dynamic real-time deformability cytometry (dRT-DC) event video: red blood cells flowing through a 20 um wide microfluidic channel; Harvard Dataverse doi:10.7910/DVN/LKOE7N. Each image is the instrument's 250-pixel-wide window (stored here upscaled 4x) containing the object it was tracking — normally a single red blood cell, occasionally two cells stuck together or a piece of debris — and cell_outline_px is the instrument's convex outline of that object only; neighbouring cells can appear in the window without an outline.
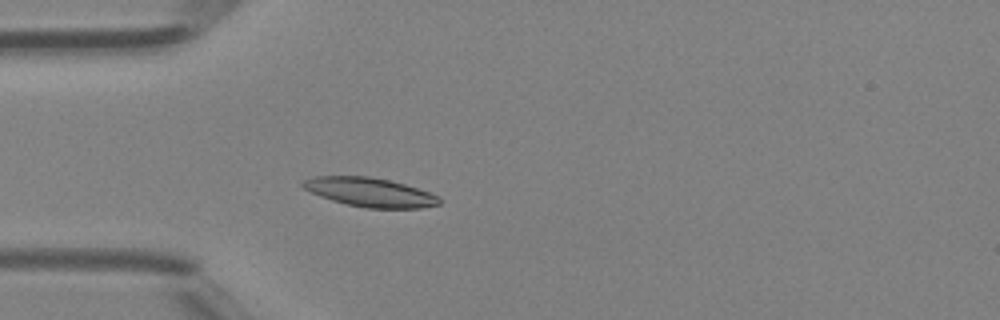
{"species": "Egyptian fruit bat (a non-hibernating species)", "species_latin": "Rousettus aegyptiacus", "temperature_condition": "room temperature", "stored_images_in_passage": 37, "camera_frame_rate_fps": 3000, "um_per_image_px": 0.085, "animal": {"sex": "female"}, "frame": {"image": 1, "passage_image": 6, "time_ms": 1.667, "image_size_px": [1000, 320], "cell_outline_px": [[440, 204], [420, 208], [368, 208], [348, 204], [332, 200], [320, 196], [304, 188], [300, 184], [300, 180], [316, 176], [368, 176], [388, 180], [404, 184], [428, 192], [436, 196], [440, 200]], "centroid_in_image_um": [31.39, 16.33], "position_along_channel_um": 53.6, "area_um2": 22.77}}
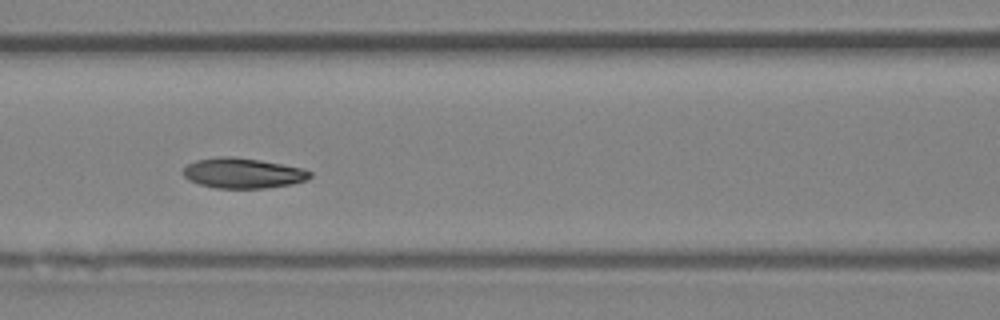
{"frame": {"image": 2, "passage_image": 13, "time_ms": 4.0, "image_size_px": [1000, 320], "cell_outline_px": [[312, 176], [308, 180], [292, 184], [264, 188], [216, 188], [200, 184], [188, 180], [184, 176], [184, 168], [188, 164], [196, 160], [220, 156], [232, 156], [260, 160], [304, 168], [312, 172]], "centroid_in_image_um": [20.68, 14.71], "position_along_channel_um": 145.9, "area_um2": 22.43}}
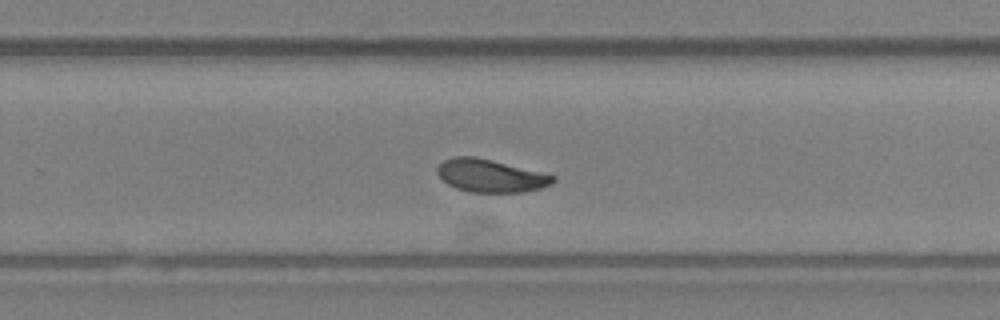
{"frame": {"image": 3, "passage_image": 23, "time_ms": 7.333, "image_size_px": [1000, 320], "cell_outline_px": [[556, 180], [552, 184], [540, 188], [524, 192], [468, 192], [456, 188], [448, 184], [436, 172], [436, 168], [444, 160], [452, 156], [472, 156], [492, 160], [556, 176]], "centroid_in_image_um": [41.68, 14.94], "position_along_channel_um": 288.1, "area_um2": 22.02}, "authors_computed_cell_mechanics": {"area_um2": 22.7154, "velocity_mm_per_s": 4.2889, "shape_relaxation_time_tau1_ms": 2.9861, "shape_relaxation_time_tau2_ms": 4.1606, "deformation_change_tau1": 0.1247, "deformation_change_tau2": 0.0855}}